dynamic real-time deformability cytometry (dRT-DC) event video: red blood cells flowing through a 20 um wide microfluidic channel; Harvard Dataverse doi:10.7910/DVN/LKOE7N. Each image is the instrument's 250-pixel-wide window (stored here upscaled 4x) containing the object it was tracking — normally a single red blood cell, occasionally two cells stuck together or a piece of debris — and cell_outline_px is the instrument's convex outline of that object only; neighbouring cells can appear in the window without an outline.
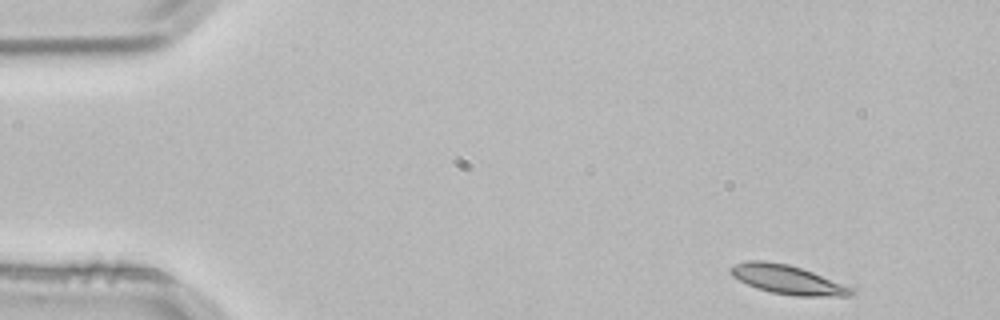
{"species": "common noctule bat (a hibernating species)", "species_latin": "Nyctalus noctula", "temperature_condition": "room temperature", "stored_images_in_passage": 4, "camera_frame_rate_fps": 3000, "um_per_image_px": 0.085, "animal": {"sex": "male", "body_mass_g": 21.5, "forearm_length_mm": 52.0}, "frame": {"image": 1, "passage_image": 1, "time_ms": 0.0, "image_size_px": [1000, 320], "cell_outline_px": [[856, 292], [848, 296], [796, 296], [772, 292], [756, 288], [732, 276], [728, 272], [728, 268], [736, 264], [748, 260], [764, 260], [788, 264], [812, 272], [856, 288]], "centroid_in_image_um": [66.95, 23.76], "position_along_channel_um": 18.0, "area_um2": 20.46}}